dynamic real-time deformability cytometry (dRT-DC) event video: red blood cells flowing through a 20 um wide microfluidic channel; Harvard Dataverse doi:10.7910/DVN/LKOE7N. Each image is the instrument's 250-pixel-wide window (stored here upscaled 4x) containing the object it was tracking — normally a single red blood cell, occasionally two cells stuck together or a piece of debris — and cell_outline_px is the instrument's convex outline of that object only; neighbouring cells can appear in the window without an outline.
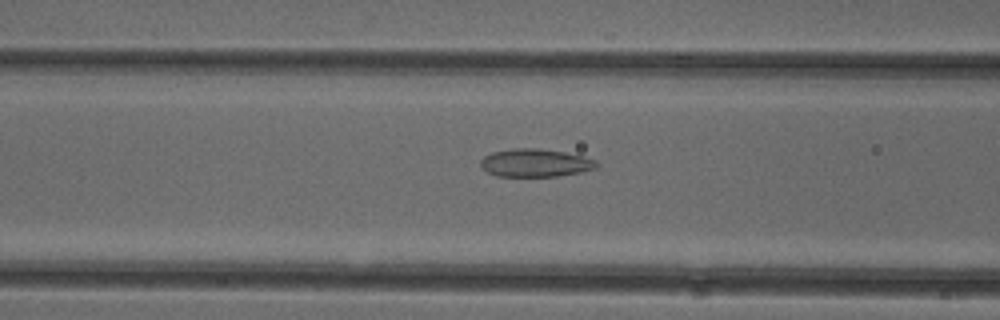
{"species": "common noctule bat (a hibernating species)", "species_latin": "Nyctalus noctula", "temperature_condition": "cold", "stored_images_in_passage": 36, "camera_frame_rate_fps": 3000, "um_per_image_px": 0.085, "animal": {"sex": "female"}, "frame": {"image": 1, "passage_image": 8, "time_ms": 2.333, "image_size_px": [1000, 320], "cell_outline_px": [[600, 164], [596, 168], [580, 172], [556, 176], [496, 176], [480, 168], [480, 160], [484, 156], [492, 152], [512, 148], [540, 148], [564, 152], [584, 156], [596, 160]], "centroid_in_image_um": [45.49, 13.84], "position_along_channel_um": 121.1, "area_um2": 19.07}}
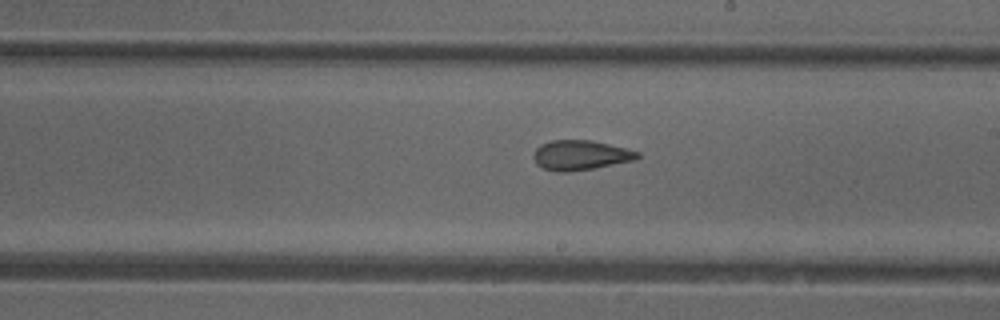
{"frame": {"image": 2, "passage_image": 17, "time_ms": 5.333, "image_size_px": [1000, 320], "cell_outline_px": [[640, 156], [636, 160], [592, 168], [568, 172], [556, 172], [544, 168], [536, 164], [532, 156], [536, 148], [540, 144], [552, 140], [592, 140], [640, 152]], "centroid_in_image_um": [49.31, 13.19], "position_along_channel_um": 239.7, "area_um2": 18.03}}
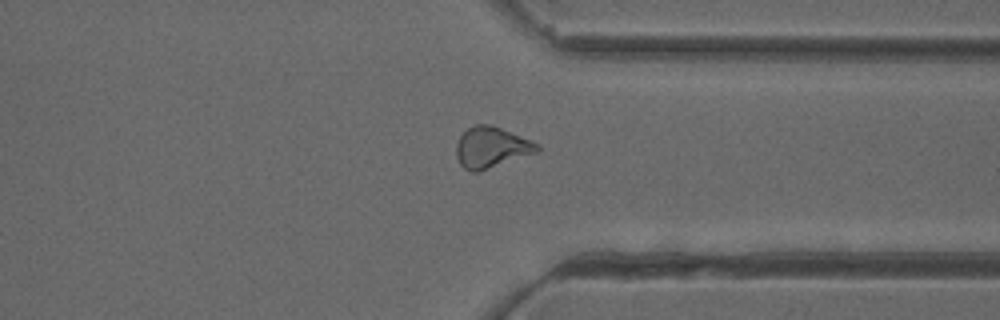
{"frame": {"image": 3, "passage_image": 27, "time_ms": 8.667, "image_size_px": [1000, 320], "cell_outline_px": [[540, 152], [476, 172], [472, 172], [464, 168], [460, 164], [456, 156], [456, 144], [460, 136], [468, 128], [476, 124], [492, 124], [532, 140], [540, 144]], "centroid_in_image_um": [41.8, 12.52], "position_along_channel_um": 369.6, "area_um2": 19.48}, "authors_computed_cell_mechanics": {"area_um2": 18.4671, "velocity_mm_per_s": 3.9493, "shape_relaxation_time_tau1_ms": null, "shape_relaxation_time_tau2_ms": 2.0179, "deformation_change_tau1": null, "deformation_change_tau2": 0.0842}}